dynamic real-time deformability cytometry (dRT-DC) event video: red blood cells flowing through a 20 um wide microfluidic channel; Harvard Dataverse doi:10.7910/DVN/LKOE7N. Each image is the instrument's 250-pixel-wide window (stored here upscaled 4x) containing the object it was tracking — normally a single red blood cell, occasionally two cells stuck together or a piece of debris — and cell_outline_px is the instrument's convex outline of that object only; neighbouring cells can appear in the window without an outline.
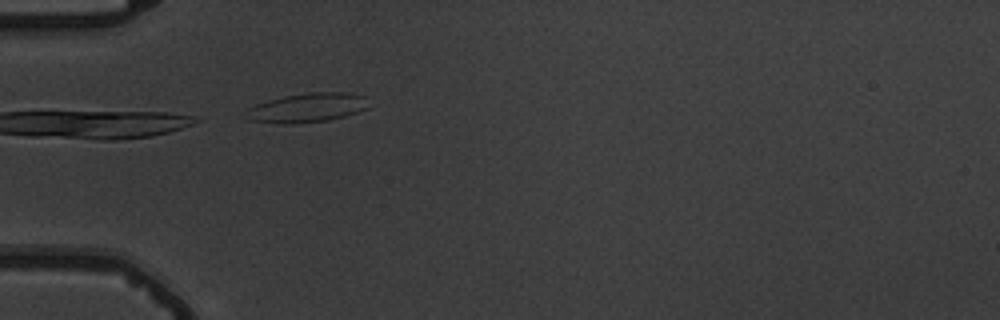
{"species": "common noctule bat (a hibernating species)", "species_latin": "Nyctalus noctula", "temperature_condition": "warm", "stored_images_in_passage": 4, "camera_frame_rate_fps": 3000, "um_per_image_px": 0.085, "animal": {"sex": "male", "body_mass_g": 19.5, "forearm_length_mm": 54.6}, "frame": {"image": 1, "passage_image": 4, "time_ms": 3.667, "image_size_px": [1000, 320], "cell_outline_px": [[368, 108], [344, 116], [328, 120], [284, 124], [248, 120], [248, 108], [256, 104], [268, 100], [284, 96], [308, 92], [344, 92], [364, 96]], "centroid_in_image_um": [26.1, 9.15], "position_along_channel_um": 58.9, "area_um2": 20.52}}